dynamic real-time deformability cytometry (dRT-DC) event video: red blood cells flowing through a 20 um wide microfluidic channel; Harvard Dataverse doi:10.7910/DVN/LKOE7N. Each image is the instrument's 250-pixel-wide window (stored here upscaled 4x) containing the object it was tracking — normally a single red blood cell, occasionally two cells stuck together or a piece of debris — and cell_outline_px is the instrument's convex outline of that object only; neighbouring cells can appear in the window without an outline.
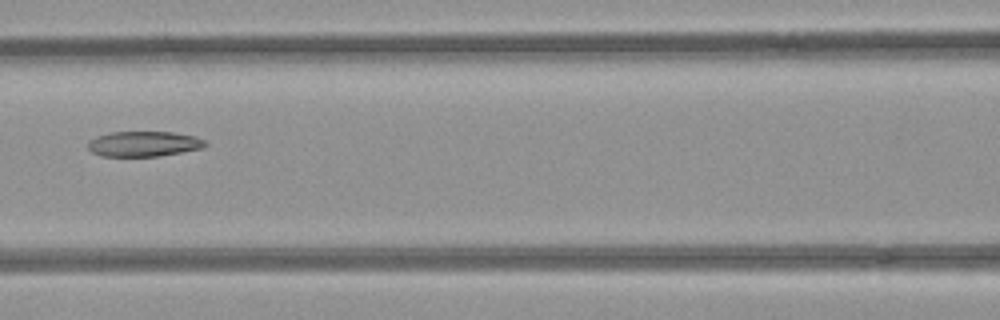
{"species": "common noctule bat (a hibernating species)", "species_latin": "Nyctalus noctula", "temperature_condition": "room temperature", "stored_images_in_passage": 4, "camera_frame_rate_fps": 3000, "um_per_image_px": 0.085, "animal": {"sex": "female", "body_mass_g": 21.9}, "frame": {"image": 1, "passage_image": 3, "time_ms": 0.667, "image_size_px": [1000, 320], "cell_outline_px": [[208, 144], [204, 148], [160, 156], [100, 156], [92, 152], [88, 148], [88, 140], [96, 136], [112, 132], [172, 132], [196, 136], [204, 140]], "centroid_in_image_um": [12.23, 12.23], "position_along_channel_um": 154.4, "area_um2": 17.4}}
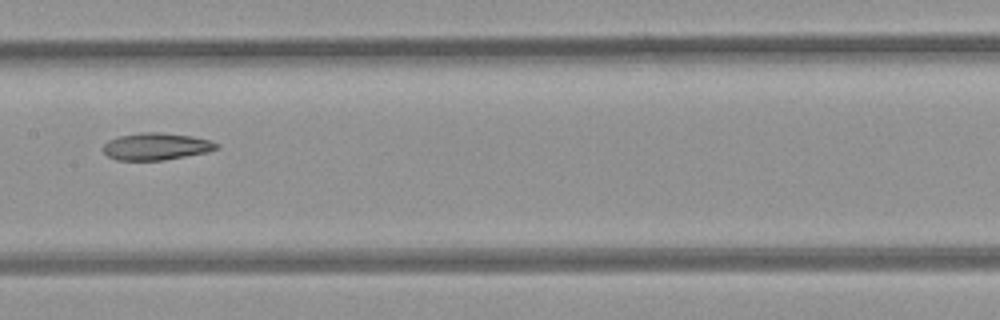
{"frame": {"image": 2, "passage_image": 4, "time_ms": 1.0, "image_size_px": [1000, 320], "cell_outline_px": [[220, 144], [216, 148], [208, 152], [164, 160], [116, 160], [108, 156], [104, 152], [104, 144], [108, 140], [120, 136], [140, 132], [160, 132], [192, 136], [208, 140]], "centroid_in_image_um": [13.27, 12.44], "position_along_channel_um": 194.1, "area_um2": 17.8}}